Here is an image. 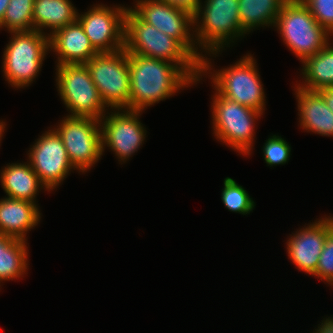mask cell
<instances>
[{
    "mask_svg": "<svg viewBox=\"0 0 333 333\" xmlns=\"http://www.w3.org/2000/svg\"><path fill=\"white\" fill-rule=\"evenodd\" d=\"M33 5L34 0H10L0 29L8 33L34 30Z\"/></svg>",
    "mask_w": 333,
    "mask_h": 333,
    "instance_id": "24",
    "label": "cell"
},
{
    "mask_svg": "<svg viewBox=\"0 0 333 333\" xmlns=\"http://www.w3.org/2000/svg\"><path fill=\"white\" fill-rule=\"evenodd\" d=\"M169 4L170 6L177 7L178 9L184 10L194 16L202 0H161Z\"/></svg>",
    "mask_w": 333,
    "mask_h": 333,
    "instance_id": "29",
    "label": "cell"
},
{
    "mask_svg": "<svg viewBox=\"0 0 333 333\" xmlns=\"http://www.w3.org/2000/svg\"><path fill=\"white\" fill-rule=\"evenodd\" d=\"M322 95L326 105L333 111V87L318 90Z\"/></svg>",
    "mask_w": 333,
    "mask_h": 333,
    "instance_id": "30",
    "label": "cell"
},
{
    "mask_svg": "<svg viewBox=\"0 0 333 333\" xmlns=\"http://www.w3.org/2000/svg\"><path fill=\"white\" fill-rule=\"evenodd\" d=\"M314 277L333 286V229L327 234Z\"/></svg>",
    "mask_w": 333,
    "mask_h": 333,
    "instance_id": "28",
    "label": "cell"
},
{
    "mask_svg": "<svg viewBox=\"0 0 333 333\" xmlns=\"http://www.w3.org/2000/svg\"><path fill=\"white\" fill-rule=\"evenodd\" d=\"M27 244V241L0 233V284L3 281L19 280L28 274Z\"/></svg>",
    "mask_w": 333,
    "mask_h": 333,
    "instance_id": "22",
    "label": "cell"
},
{
    "mask_svg": "<svg viewBox=\"0 0 333 333\" xmlns=\"http://www.w3.org/2000/svg\"><path fill=\"white\" fill-rule=\"evenodd\" d=\"M10 0H0V22L2 21L5 11L9 5Z\"/></svg>",
    "mask_w": 333,
    "mask_h": 333,
    "instance_id": "31",
    "label": "cell"
},
{
    "mask_svg": "<svg viewBox=\"0 0 333 333\" xmlns=\"http://www.w3.org/2000/svg\"><path fill=\"white\" fill-rule=\"evenodd\" d=\"M262 151L267 166L284 165L290 159L291 145L282 136L272 134L264 143Z\"/></svg>",
    "mask_w": 333,
    "mask_h": 333,
    "instance_id": "26",
    "label": "cell"
},
{
    "mask_svg": "<svg viewBox=\"0 0 333 333\" xmlns=\"http://www.w3.org/2000/svg\"><path fill=\"white\" fill-rule=\"evenodd\" d=\"M6 122H4L3 120H0V144H1V140L3 139V134H4V131L6 130Z\"/></svg>",
    "mask_w": 333,
    "mask_h": 333,
    "instance_id": "32",
    "label": "cell"
},
{
    "mask_svg": "<svg viewBox=\"0 0 333 333\" xmlns=\"http://www.w3.org/2000/svg\"><path fill=\"white\" fill-rule=\"evenodd\" d=\"M212 95L213 135L240 155H250L254 148L256 121L263 115L250 107L221 96Z\"/></svg>",
    "mask_w": 333,
    "mask_h": 333,
    "instance_id": "7",
    "label": "cell"
},
{
    "mask_svg": "<svg viewBox=\"0 0 333 333\" xmlns=\"http://www.w3.org/2000/svg\"><path fill=\"white\" fill-rule=\"evenodd\" d=\"M37 203L3 197L0 199V233L27 241V232L41 220Z\"/></svg>",
    "mask_w": 333,
    "mask_h": 333,
    "instance_id": "18",
    "label": "cell"
},
{
    "mask_svg": "<svg viewBox=\"0 0 333 333\" xmlns=\"http://www.w3.org/2000/svg\"><path fill=\"white\" fill-rule=\"evenodd\" d=\"M6 165L0 170V182L6 193L5 197L36 203L39 190L49 192L28 161Z\"/></svg>",
    "mask_w": 333,
    "mask_h": 333,
    "instance_id": "19",
    "label": "cell"
},
{
    "mask_svg": "<svg viewBox=\"0 0 333 333\" xmlns=\"http://www.w3.org/2000/svg\"><path fill=\"white\" fill-rule=\"evenodd\" d=\"M333 43H328L315 55L307 57L301 64L302 82L299 87L318 91L333 87ZM302 83V84H301Z\"/></svg>",
    "mask_w": 333,
    "mask_h": 333,
    "instance_id": "21",
    "label": "cell"
},
{
    "mask_svg": "<svg viewBox=\"0 0 333 333\" xmlns=\"http://www.w3.org/2000/svg\"><path fill=\"white\" fill-rule=\"evenodd\" d=\"M10 35L2 58L5 81L17 89L29 87L50 51L49 36L37 30L10 32Z\"/></svg>",
    "mask_w": 333,
    "mask_h": 333,
    "instance_id": "5",
    "label": "cell"
},
{
    "mask_svg": "<svg viewBox=\"0 0 333 333\" xmlns=\"http://www.w3.org/2000/svg\"><path fill=\"white\" fill-rule=\"evenodd\" d=\"M70 0H34V30L51 36L55 31L77 20L78 11ZM50 29V33L44 32Z\"/></svg>",
    "mask_w": 333,
    "mask_h": 333,
    "instance_id": "20",
    "label": "cell"
},
{
    "mask_svg": "<svg viewBox=\"0 0 333 333\" xmlns=\"http://www.w3.org/2000/svg\"><path fill=\"white\" fill-rule=\"evenodd\" d=\"M63 118L54 130L64 143L74 169L85 174L103 156L100 120L68 115Z\"/></svg>",
    "mask_w": 333,
    "mask_h": 333,
    "instance_id": "10",
    "label": "cell"
},
{
    "mask_svg": "<svg viewBox=\"0 0 333 333\" xmlns=\"http://www.w3.org/2000/svg\"><path fill=\"white\" fill-rule=\"evenodd\" d=\"M315 20L333 35V0H302Z\"/></svg>",
    "mask_w": 333,
    "mask_h": 333,
    "instance_id": "27",
    "label": "cell"
},
{
    "mask_svg": "<svg viewBox=\"0 0 333 333\" xmlns=\"http://www.w3.org/2000/svg\"><path fill=\"white\" fill-rule=\"evenodd\" d=\"M109 111L100 119L102 153L105 147H108L122 165L140 150L146 139L147 130L139 118L143 111L128 109H109Z\"/></svg>",
    "mask_w": 333,
    "mask_h": 333,
    "instance_id": "12",
    "label": "cell"
},
{
    "mask_svg": "<svg viewBox=\"0 0 333 333\" xmlns=\"http://www.w3.org/2000/svg\"><path fill=\"white\" fill-rule=\"evenodd\" d=\"M85 65L108 109L129 110L128 53L124 49L98 53Z\"/></svg>",
    "mask_w": 333,
    "mask_h": 333,
    "instance_id": "9",
    "label": "cell"
},
{
    "mask_svg": "<svg viewBox=\"0 0 333 333\" xmlns=\"http://www.w3.org/2000/svg\"><path fill=\"white\" fill-rule=\"evenodd\" d=\"M273 27L301 63L324 48L332 38L302 1H286Z\"/></svg>",
    "mask_w": 333,
    "mask_h": 333,
    "instance_id": "6",
    "label": "cell"
},
{
    "mask_svg": "<svg viewBox=\"0 0 333 333\" xmlns=\"http://www.w3.org/2000/svg\"><path fill=\"white\" fill-rule=\"evenodd\" d=\"M56 88L68 116L101 119L108 107L85 64L56 65ZM107 110V111H106Z\"/></svg>",
    "mask_w": 333,
    "mask_h": 333,
    "instance_id": "8",
    "label": "cell"
},
{
    "mask_svg": "<svg viewBox=\"0 0 333 333\" xmlns=\"http://www.w3.org/2000/svg\"><path fill=\"white\" fill-rule=\"evenodd\" d=\"M49 48L57 56L56 65L85 64L99 53L77 20L49 36Z\"/></svg>",
    "mask_w": 333,
    "mask_h": 333,
    "instance_id": "16",
    "label": "cell"
},
{
    "mask_svg": "<svg viewBox=\"0 0 333 333\" xmlns=\"http://www.w3.org/2000/svg\"><path fill=\"white\" fill-rule=\"evenodd\" d=\"M124 5L95 4L87 12L77 14V21L92 46L99 52H115L124 49L125 14Z\"/></svg>",
    "mask_w": 333,
    "mask_h": 333,
    "instance_id": "13",
    "label": "cell"
},
{
    "mask_svg": "<svg viewBox=\"0 0 333 333\" xmlns=\"http://www.w3.org/2000/svg\"><path fill=\"white\" fill-rule=\"evenodd\" d=\"M221 200L226 209L242 215L250 214L256 205L245 188L230 177L224 179Z\"/></svg>",
    "mask_w": 333,
    "mask_h": 333,
    "instance_id": "25",
    "label": "cell"
},
{
    "mask_svg": "<svg viewBox=\"0 0 333 333\" xmlns=\"http://www.w3.org/2000/svg\"><path fill=\"white\" fill-rule=\"evenodd\" d=\"M129 110L144 111L172 97L194 81L175 63L128 53Z\"/></svg>",
    "mask_w": 333,
    "mask_h": 333,
    "instance_id": "1",
    "label": "cell"
},
{
    "mask_svg": "<svg viewBox=\"0 0 333 333\" xmlns=\"http://www.w3.org/2000/svg\"><path fill=\"white\" fill-rule=\"evenodd\" d=\"M295 85L300 128L305 132L333 137V111L326 105L322 95L318 91Z\"/></svg>",
    "mask_w": 333,
    "mask_h": 333,
    "instance_id": "17",
    "label": "cell"
},
{
    "mask_svg": "<svg viewBox=\"0 0 333 333\" xmlns=\"http://www.w3.org/2000/svg\"><path fill=\"white\" fill-rule=\"evenodd\" d=\"M242 29L247 33L260 27L275 25L286 0H238Z\"/></svg>",
    "mask_w": 333,
    "mask_h": 333,
    "instance_id": "23",
    "label": "cell"
},
{
    "mask_svg": "<svg viewBox=\"0 0 333 333\" xmlns=\"http://www.w3.org/2000/svg\"><path fill=\"white\" fill-rule=\"evenodd\" d=\"M131 10L144 22L176 39L200 64L205 53L198 50L193 16L161 0H135Z\"/></svg>",
    "mask_w": 333,
    "mask_h": 333,
    "instance_id": "11",
    "label": "cell"
},
{
    "mask_svg": "<svg viewBox=\"0 0 333 333\" xmlns=\"http://www.w3.org/2000/svg\"><path fill=\"white\" fill-rule=\"evenodd\" d=\"M238 9V0H205L200 4L193 22L195 42L201 53L218 56L225 47L244 38L247 33L241 27Z\"/></svg>",
    "mask_w": 333,
    "mask_h": 333,
    "instance_id": "3",
    "label": "cell"
},
{
    "mask_svg": "<svg viewBox=\"0 0 333 333\" xmlns=\"http://www.w3.org/2000/svg\"><path fill=\"white\" fill-rule=\"evenodd\" d=\"M332 229L333 215H324L288 237L285 243L288 258L297 270L312 276L316 273L319 256Z\"/></svg>",
    "mask_w": 333,
    "mask_h": 333,
    "instance_id": "15",
    "label": "cell"
},
{
    "mask_svg": "<svg viewBox=\"0 0 333 333\" xmlns=\"http://www.w3.org/2000/svg\"><path fill=\"white\" fill-rule=\"evenodd\" d=\"M213 69L211 59L204 55L200 75L210 77L213 89L227 99L264 113L266 95L253 54L247 53L229 67Z\"/></svg>",
    "mask_w": 333,
    "mask_h": 333,
    "instance_id": "4",
    "label": "cell"
},
{
    "mask_svg": "<svg viewBox=\"0 0 333 333\" xmlns=\"http://www.w3.org/2000/svg\"><path fill=\"white\" fill-rule=\"evenodd\" d=\"M27 154V161L48 191L63 183L72 170L64 143L52 128L43 132Z\"/></svg>",
    "mask_w": 333,
    "mask_h": 333,
    "instance_id": "14",
    "label": "cell"
},
{
    "mask_svg": "<svg viewBox=\"0 0 333 333\" xmlns=\"http://www.w3.org/2000/svg\"><path fill=\"white\" fill-rule=\"evenodd\" d=\"M124 50L175 63L194 81V85L203 78L201 64L176 39L141 20L129 6L125 14Z\"/></svg>",
    "mask_w": 333,
    "mask_h": 333,
    "instance_id": "2",
    "label": "cell"
},
{
    "mask_svg": "<svg viewBox=\"0 0 333 333\" xmlns=\"http://www.w3.org/2000/svg\"><path fill=\"white\" fill-rule=\"evenodd\" d=\"M286 1H302V0H286Z\"/></svg>",
    "mask_w": 333,
    "mask_h": 333,
    "instance_id": "33",
    "label": "cell"
}]
</instances>
